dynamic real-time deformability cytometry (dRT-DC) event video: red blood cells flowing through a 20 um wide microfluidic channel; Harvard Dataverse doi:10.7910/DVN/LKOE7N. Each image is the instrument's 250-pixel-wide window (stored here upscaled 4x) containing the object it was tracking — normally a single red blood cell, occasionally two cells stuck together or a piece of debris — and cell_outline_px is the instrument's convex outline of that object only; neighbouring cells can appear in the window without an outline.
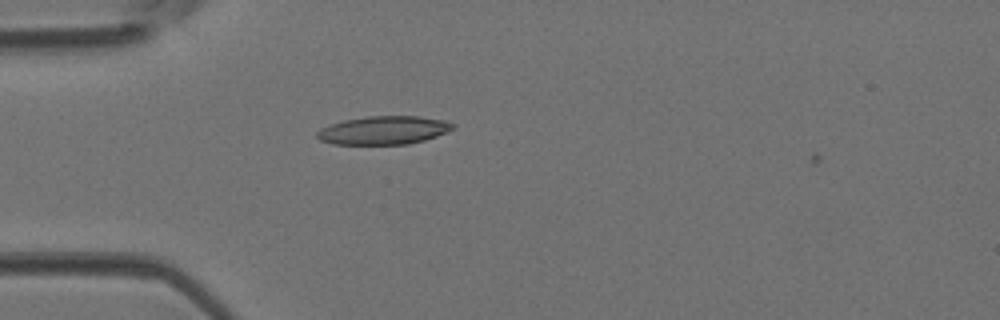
{"species": "Egyptian fruit bat (a non-hibernating species)", "species_latin": "Rousettus aegyptiacus", "temperature_condition": "room temperature", "stored_images_in_passage": 3, "camera_frame_rate_fps": 3000, "um_per_image_px": 0.085, "animal": {"sex": "female"}, "frame": {"image": 1, "passage_image": 2, "time_ms": 0.333, "image_size_px": [1000, 320], "cell_outline_px": [[456, 124], [448, 132], [424, 140], [408, 144], [332, 144], [320, 140], [316, 136], [316, 132], [320, 128], [344, 120], [368, 116], [420, 116], [444, 120]], "centroid_in_image_um": [32.61, 11.07], "position_along_channel_um": 52.4, "area_um2": 22.43}}